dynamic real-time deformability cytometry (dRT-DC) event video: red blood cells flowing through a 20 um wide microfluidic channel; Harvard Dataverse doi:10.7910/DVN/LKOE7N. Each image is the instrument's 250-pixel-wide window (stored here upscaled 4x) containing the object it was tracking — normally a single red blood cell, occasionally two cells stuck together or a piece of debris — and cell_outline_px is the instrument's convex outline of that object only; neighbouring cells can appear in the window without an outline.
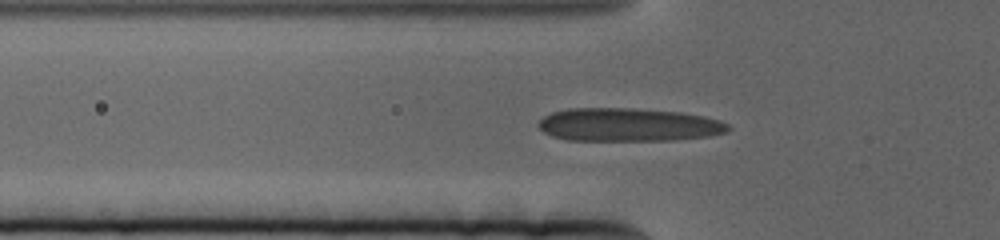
{"species": "human", "species_latin": "Homo sapiens", "temperature_condition": "cold", "stored_images_in_passage": 57, "camera_frame_rate_fps": 3000, "um_per_image_px": 0.085, "donor": {"sex": "female"}, "frame": {"image": 1, "passage_image": 18, "time_ms": 5.667, "image_size_px": [1000, 240], "cell_outline_px": [[732, 128], [728, 132], [708, 136], [676, 140], [568, 140], [552, 136], [544, 132], [536, 124], [544, 116], [552, 112], [568, 108], [632, 108], [680, 112], [704, 116], [720, 120], [728, 124]], "centroid_in_image_um": [53.43, 10.6], "position_along_channel_um": 72.4, "area_um2": 36.93}}
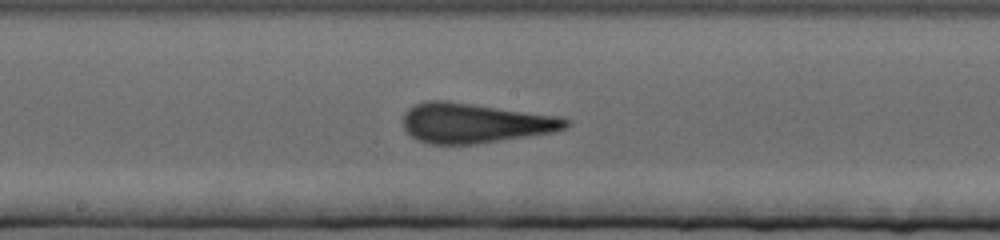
{"frame": {"image": 2, "passage_image": 31, "time_ms": 10.0, "image_size_px": [1000, 240], "cell_outline_px": [[572, 124], [568, 128], [552, 132], [476, 144], [428, 144], [416, 140], [404, 128], [404, 112], [408, 108], [416, 104], [428, 100], [448, 100], [556, 116], [568, 120]], "centroid_in_image_um": [40.32, 10.46], "position_along_channel_um": 207.9, "area_um2": 37.69}}
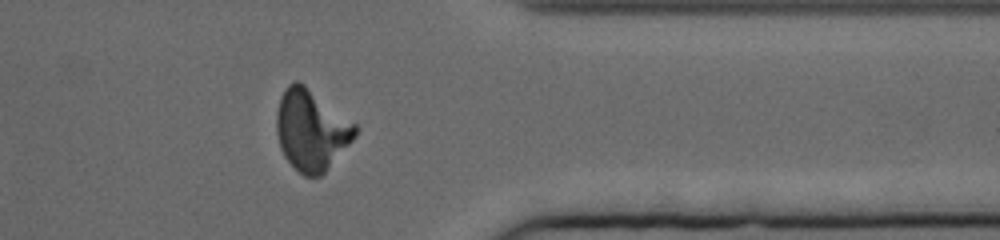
{"frame": {"image": 3, "passage_image": 49, "time_ms": 16.0, "image_size_px": [1000, 240], "cell_outline_px": [[356, 136], [324, 172], [320, 176], [304, 176], [284, 156], [280, 148], [276, 132], [276, 112], [280, 96], [284, 88], [292, 80], [300, 80], [356, 124]], "centroid_in_image_um": [26.42, 11.0], "position_along_channel_um": 385.0, "area_um2": 36.99}}